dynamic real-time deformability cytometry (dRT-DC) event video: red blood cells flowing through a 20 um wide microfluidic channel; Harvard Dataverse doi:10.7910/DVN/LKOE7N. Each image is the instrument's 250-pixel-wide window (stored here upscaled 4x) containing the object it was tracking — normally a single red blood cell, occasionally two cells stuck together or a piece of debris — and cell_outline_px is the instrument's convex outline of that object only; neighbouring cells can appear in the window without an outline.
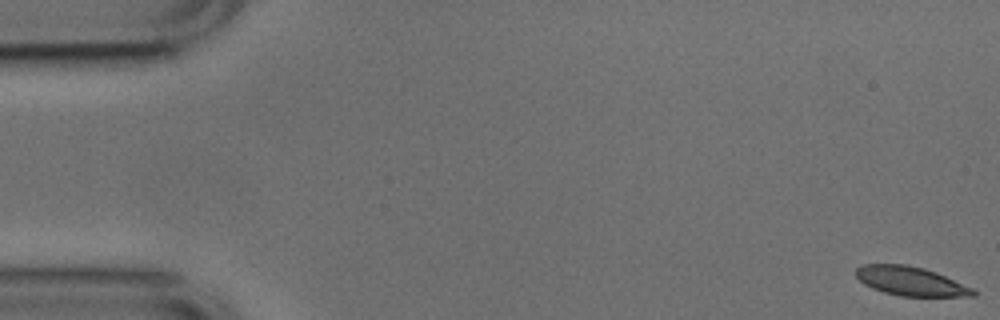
{"species": "common noctule bat (a hibernating species)", "species_latin": "Nyctalus noctula", "temperature_condition": "cold", "stored_images_in_passage": 54, "camera_frame_rate_fps": 3000, "um_per_image_px": 0.085, "animal": {"sex": "male", "body_mass_g": 17.9, "forearm_length_mm": 54.2}, "frame": {"image": 1, "passage_image": 1, "time_ms": 0.0, "image_size_px": [1000, 320], "cell_outline_px": [[976, 296], [900, 296], [884, 292], [872, 288], [864, 284], [856, 276], [856, 268], [864, 264], [908, 264], [924, 268], [936, 272], [972, 288], [976, 292]], "centroid_in_image_um": [77.39, 23.89], "position_along_channel_um": 7.6, "area_um2": 19.71}}
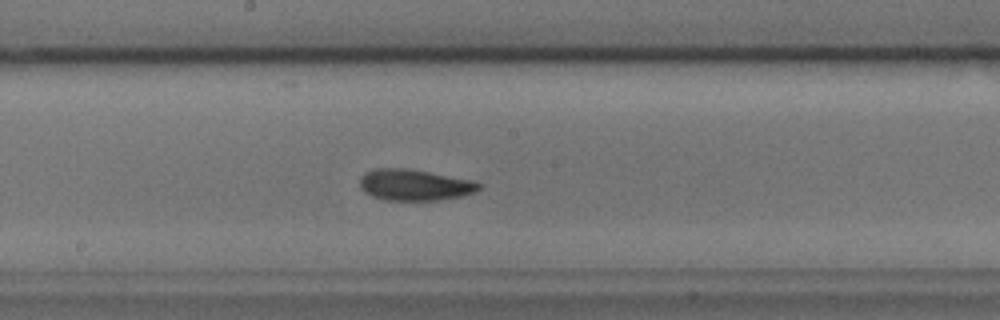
{"frame": {"image": 2, "passage_image": 28, "time_ms": 9.0, "image_size_px": [1000, 320], "cell_outline_px": [[484, 184], [480, 188], [472, 192], [460, 196], [436, 200], [384, 200], [372, 196], [364, 192], [360, 188], [360, 176], [364, 172], [376, 168], [404, 168], [428, 172], [472, 180]], "centroid_in_image_um": [35.19, 15.71], "position_along_channel_um": 213.0, "area_um2": 21.56}}
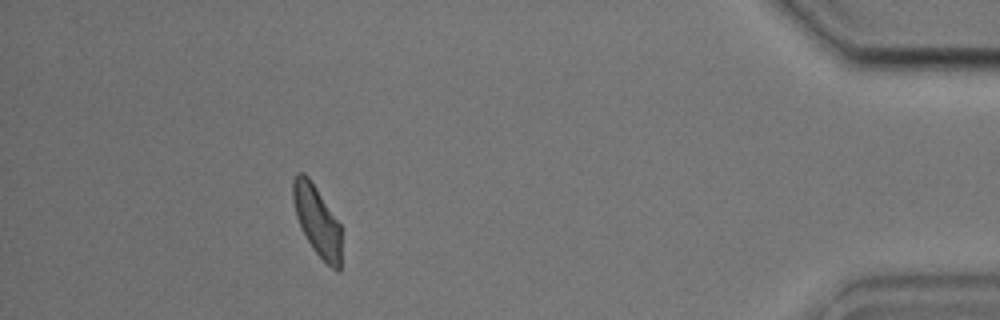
{"frame": {"image": 3, "passage_image": 48, "time_ms": 15.667, "image_size_px": [1000, 320], "cell_outline_px": [[340, 272], [336, 272], [312, 248], [300, 228], [296, 216], [292, 200], [292, 180], [296, 172], [304, 172], [308, 176], [340, 224]], "centroid_in_image_um": [26.91, 18.73], "position_along_channel_um": 408.3, "area_um2": 19.71}}